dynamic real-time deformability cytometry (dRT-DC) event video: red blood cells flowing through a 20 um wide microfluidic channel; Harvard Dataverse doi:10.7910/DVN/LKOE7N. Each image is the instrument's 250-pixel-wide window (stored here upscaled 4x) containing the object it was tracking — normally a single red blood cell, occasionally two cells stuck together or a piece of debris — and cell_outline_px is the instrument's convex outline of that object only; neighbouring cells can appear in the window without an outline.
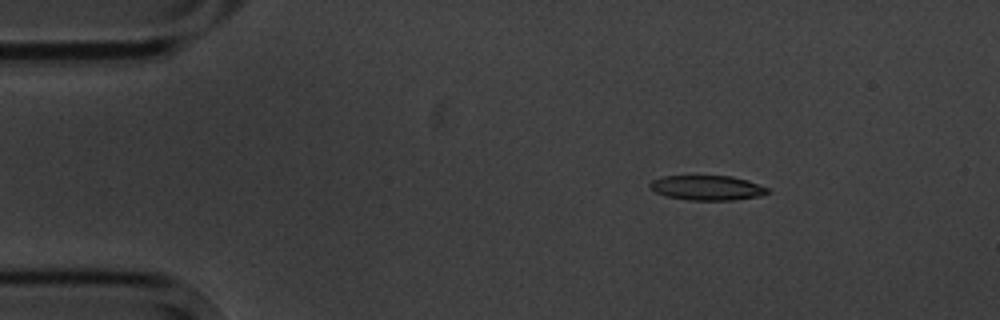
{"species": "common noctule bat (a hibernating species)", "species_latin": "Nyctalus noctula", "temperature_condition": "cold", "stored_images_in_passage": 3, "camera_frame_rate_fps": 3000, "um_per_image_px": 0.085, "animal": {"sex": "male", "body_mass_g": 20.1, "forearm_length_mm": 53.5}, "frame": {"image": 1, "passage_image": 1, "time_ms": 0.0, "image_size_px": [1000, 320], "cell_outline_px": [[768, 192], [760, 196], [732, 200], [688, 200], [668, 196], [656, 192], [648, 188], [648, 184], [652, 180], [664, 176], [732, 176], [748, 180], [768, 188]], "centroid_in_image_um": [60.08, 15.96], "position_along_channel_um": 24.9, "area_um2": 16.94}}